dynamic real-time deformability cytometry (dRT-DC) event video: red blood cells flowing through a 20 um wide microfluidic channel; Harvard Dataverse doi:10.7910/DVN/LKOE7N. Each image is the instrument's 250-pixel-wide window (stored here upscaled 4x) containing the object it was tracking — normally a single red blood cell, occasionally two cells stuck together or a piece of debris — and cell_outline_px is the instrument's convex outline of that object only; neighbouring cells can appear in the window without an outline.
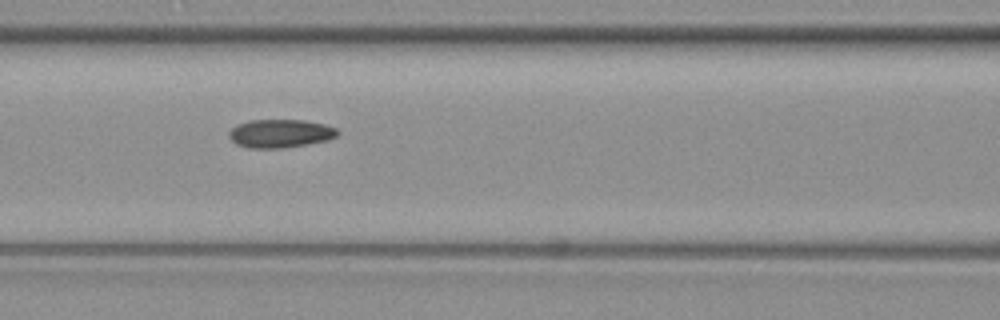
{"species": "common noctule bat (a hibernating species)", "species_latin": "Nyctalus noctula", "temperature_condition": "warm", "stored_images_in_passage": 3, "camera_frame_rate_fps": 3000, "um_per_image_px": 0.085, "animal": {"sex": "female", "body_mass_g": 19.3, "forearm_length_mm": 54.1}, "frame": {"image": 1, "passage_image": 3, "time_ms": 0.667, "image_size_px": [1000, 320], "cell_outline_px": [[340, 132], [336, 136], [328, 140], [308, 144], [280, 148], [248, 148], [236, 144], [228, 136], [228, 132], [236, 124], [248, 120], [304, 120], [324, 124], [336, 128]], "centroid_in_image_um": [23.8, 11.34], "position_along_channel_um": 142.8, "area_um2": 18.03}}